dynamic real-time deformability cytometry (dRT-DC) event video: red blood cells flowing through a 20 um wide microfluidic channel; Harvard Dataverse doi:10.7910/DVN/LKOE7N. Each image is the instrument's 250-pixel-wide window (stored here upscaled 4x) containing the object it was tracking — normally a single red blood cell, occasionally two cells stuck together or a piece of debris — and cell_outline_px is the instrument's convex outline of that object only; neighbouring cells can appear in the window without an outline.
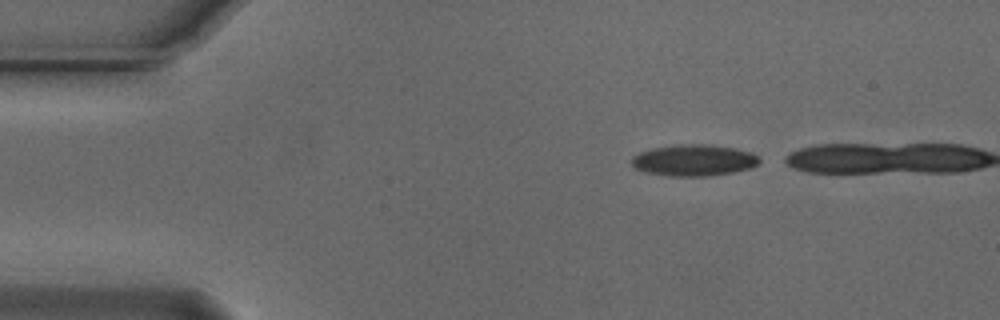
{"species": "Egyptian fruit bat (a non-hibernating species)", "species_latin": "Rousettus aegyptiacus", "temperature_condition": "cold", "stored_images_in_passage": 2, "camera_frame_rate_fps": 3000, "um_per_image_px": 0.085, "animal": {"sex": "male"}, "frame": {"image": 1, "passage_image": 1, "time_ms": 0.0, "image_size_px": [1000, 320], "cell_outline_px": [[760, 160], [752, 168], [732, 172], [708, 176], [672, 176], [648, 172], [636, 168], [632, 164], [632, 156], [640, 152], [652, 148], [676, 144], [704, 144], [736, 148], [752, 152], [760, 156]], "centroid_in_image_um": [59.01, 13.61], "position_along_channel_um": 26.0, "area_um2": 23.35}}